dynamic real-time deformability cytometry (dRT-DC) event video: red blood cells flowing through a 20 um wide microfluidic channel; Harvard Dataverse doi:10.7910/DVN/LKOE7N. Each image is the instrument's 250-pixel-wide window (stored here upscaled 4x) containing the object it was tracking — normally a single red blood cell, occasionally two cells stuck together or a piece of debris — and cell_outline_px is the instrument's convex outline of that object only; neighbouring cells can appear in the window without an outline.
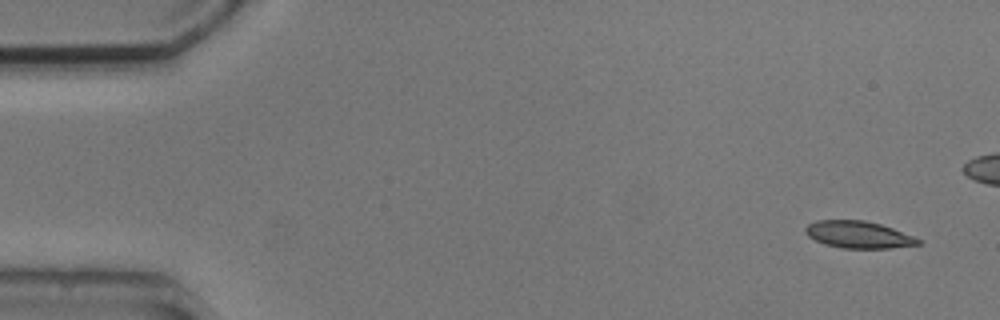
{"species": "common noctule bat (a hibernating species)", "species_latin": "Nyctalus noctula", "temperature_condition": "cold", "stored_images_in_passage": 5, "camera_frame_rate_fps": 3000, "um_per_image_px": 0.085, "animal": {"sex": "male", "body_mass_g": 20.5, "forearm_length_mm": 52.5}, "frame": {"image": 1, "passage_image": 1, "time_ms": 0.0, "image_size_px": [1000, 320], "cell_outline_px": [[920, 244], [888, 248], [840, 248], [824, 244], [808, 236], [804, 232], [804, 228], [808, 224], [816, 220], [864, 220], [880, 224], [892, 228], [912, 236], [920, 240]], "centroid_in_image_um": [72.91, 19.94], "position_along_channel_um": 12.1, "area_um2": 17.63}}